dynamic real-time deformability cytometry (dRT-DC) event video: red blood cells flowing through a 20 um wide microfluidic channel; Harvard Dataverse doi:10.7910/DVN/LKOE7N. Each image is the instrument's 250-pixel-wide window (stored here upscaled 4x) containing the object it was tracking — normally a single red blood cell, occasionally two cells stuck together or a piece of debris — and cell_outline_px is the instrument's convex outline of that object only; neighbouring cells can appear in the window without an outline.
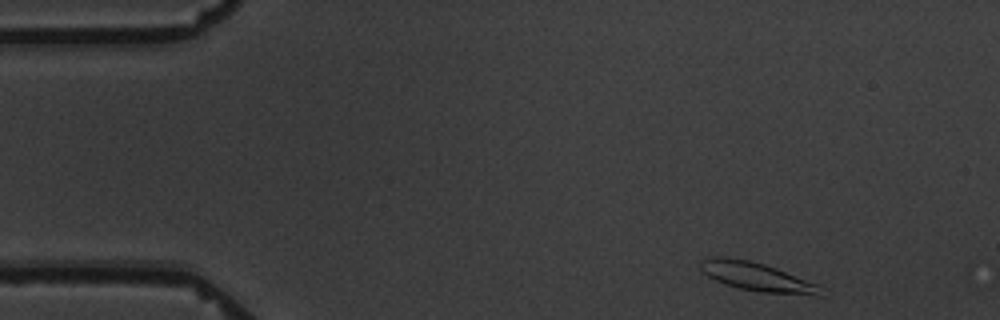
{"species": "common noctule bat (a hibernating species)", "species_latin": "Nyctalus noctula", "temperature_condition": "warm", "stored_images_in_passage": 3, "camera_frame_rate_fps": 3000, "um_per_image_px": 0.085, "animal": {"sex": "male", "body_mass_g": 19.5, "forearm_length_mm": 54.6}, "frame": {"image": 1, "passage_image": 1, "time_ms": 0.0, "image_size_px": [1000, 320], "cell_outline_px": [[824, 296], [816, 296], [760, 292], [740, 288], [724, 284], [708, 276], [700, 268], [700, 260], [712, 256], [728, 256], [748, 260], [764, 264], [776, 268], [816, 284]], "centroid_in_image_um": [64.29, 23.52], "position_along_channel_um": 20.7, "area_um2": 20.0}}